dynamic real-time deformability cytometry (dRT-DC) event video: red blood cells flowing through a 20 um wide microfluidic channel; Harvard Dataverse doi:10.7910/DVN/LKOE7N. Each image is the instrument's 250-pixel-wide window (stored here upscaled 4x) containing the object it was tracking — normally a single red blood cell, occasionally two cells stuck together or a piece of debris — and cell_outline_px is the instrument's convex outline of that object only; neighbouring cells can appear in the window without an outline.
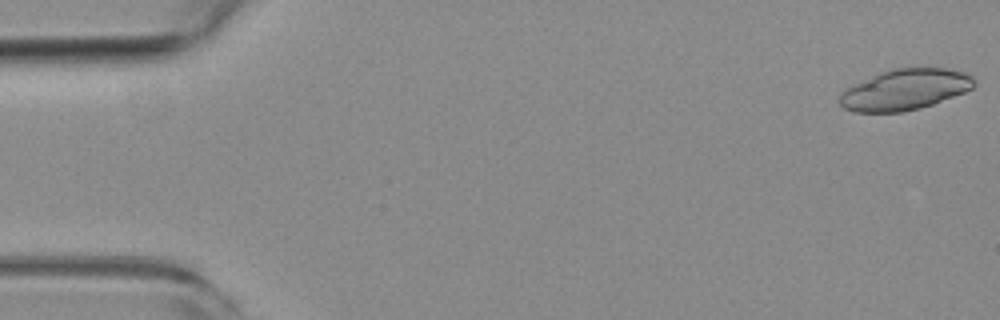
{"species": "common noctule bat (a hibernating species)", "species_latin": "Nyctalus noctula", "temperature_condition": "room temperature", "stored_images_in_passage": 40, "camera_frame_rate_fps": 3000, "um_per_image_px": 0.085, "animal": {"sex": "female", "body_mass_g": 19.3, "forearm_length_mm": 54.1}, "frame": {"image": 1, "passage_image": 1, "time_ms": 0.0, "image_size_px": [1000, 320], "cell_outline_px": [[976, 84], [972, 88], [964, 92], [932, 104], [920, 108], [900, 112], [856, 112], [844, 108], [840, 104], [840, 92], [880, 72], [892, 68], [948, 68], [964, 72], [972, 76], [976, 80]], "centroid_in_image_um": [76.95, 7.61], "position_along_channel_um": 8.1, "area_um2": 31.73}}